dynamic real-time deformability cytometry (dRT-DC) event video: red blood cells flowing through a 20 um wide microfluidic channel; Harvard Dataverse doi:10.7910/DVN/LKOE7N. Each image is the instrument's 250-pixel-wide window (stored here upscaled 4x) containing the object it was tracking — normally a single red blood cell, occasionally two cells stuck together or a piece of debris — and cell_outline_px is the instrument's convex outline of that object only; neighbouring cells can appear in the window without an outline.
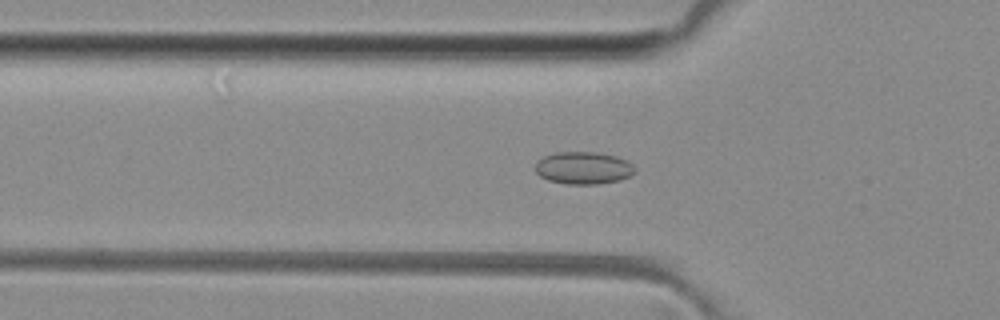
{"species": "common noctule bat (a hibernating species)", "species_latin": "Nyctalus noctula", "temperature_condition": "room temperature", "stored_images_in_passage": 29, "camera_frame_rate_fps": 3000, "um_per_image_px": 0.085, "animal": {"sex": "female", "body_mass_g": 29.2, "forearm_length_mm": 56.3}, "frame": {"image": 1, "passage_image": 11, "time_ms": 3.333, "image_size_px": [1000, 320], "cell_outline_px": [[636, 172], [620, 180], [596, 184], [568, 184], [548, 180], [540, 176], [536, 172], [536, 160], [544, 156], [556, 152], [596, 152], [616, 156], [632, 164], [636, 168]], "centroid_in_image_um": [49.58, 14.27], "position_along_channel_um": 76.2, "area_um2": 18.79}}
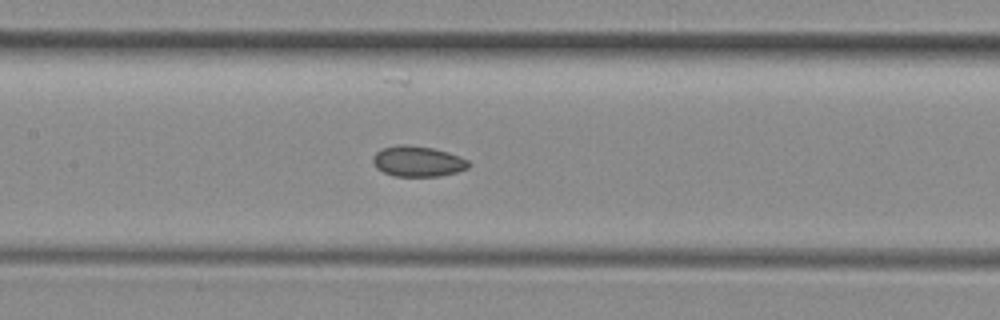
{"frame": {"image": 2, "passage_image": 18, "time_ms": 5.667, "image_size_px": [1000, 320], "cell_outline_px": [[472, 164], [468, 168], [456, 172], [440, 176], [392, 176], [376, 168], [372, 160], [372, 156], [380, 148], [396, 144], [408, 144], [432, 148], [448, 152], [460, 156], [468, 160]], "centroid_in_image_um": [35.49, 13.7], "position_along_channel_um": 171.9, "area_um2": 17.34}}
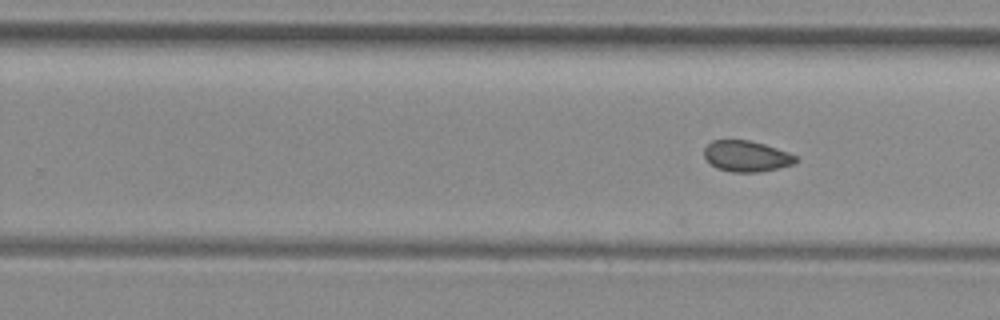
{"frame": {"image": 3, "passage_image": 25, "time_ms": 8.0, "image_size_px": [1000, 320], "cell_outline_px": [[800, 160], [792, 164], [760, 172], [732, 172], [716, 168], [704, 156], [704, 148], [712, 140], [748, 140], [764, 144], [788, 152], [796, 156]], "centroid_in_image_um": [63.44, 13.27], "position_along_channel_um": 266.4, "area_um2": 16.42}}